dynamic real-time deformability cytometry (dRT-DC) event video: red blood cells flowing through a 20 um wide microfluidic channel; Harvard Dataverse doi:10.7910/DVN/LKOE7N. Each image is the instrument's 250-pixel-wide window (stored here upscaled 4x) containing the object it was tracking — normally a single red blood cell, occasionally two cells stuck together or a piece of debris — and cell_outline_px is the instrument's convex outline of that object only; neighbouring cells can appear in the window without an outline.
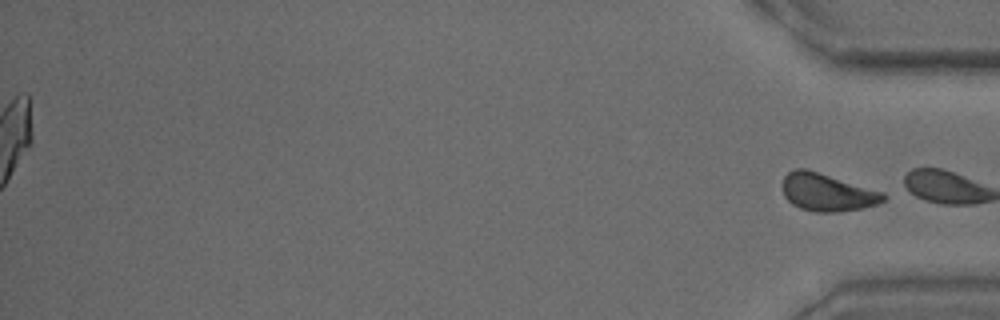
{"species": "common noctule bat (a hibernating species)", "species_latin": "Nyctalus noctula", "temperature_condition": "warm", "stored_images_in_passage": 55, "segment_of_instrument_passage": [2, 2], "camera_frame_rate_fps": 3000, "um_per_image_px": 0.085, "animal": {"sex": "male", "body_mass_g": 15.6}, "frame": {"image": 1, "passage_image": 55, "time_ms": 18.0, "image_size_px": [1000, 320], "cell_outline_px": [[888, 196], [884, 200], [876, 204], [864, 208], [836, 212], [816, 212], [800, 208], [792, 204], [784, 196], [784, 176], [788, 172], [796, 168], [804, 168], [884, 192]], "centroid_in_image_um": [70.33, 16.36], "position_along_channel_um": 364.9, "area_um2": 21.91}}